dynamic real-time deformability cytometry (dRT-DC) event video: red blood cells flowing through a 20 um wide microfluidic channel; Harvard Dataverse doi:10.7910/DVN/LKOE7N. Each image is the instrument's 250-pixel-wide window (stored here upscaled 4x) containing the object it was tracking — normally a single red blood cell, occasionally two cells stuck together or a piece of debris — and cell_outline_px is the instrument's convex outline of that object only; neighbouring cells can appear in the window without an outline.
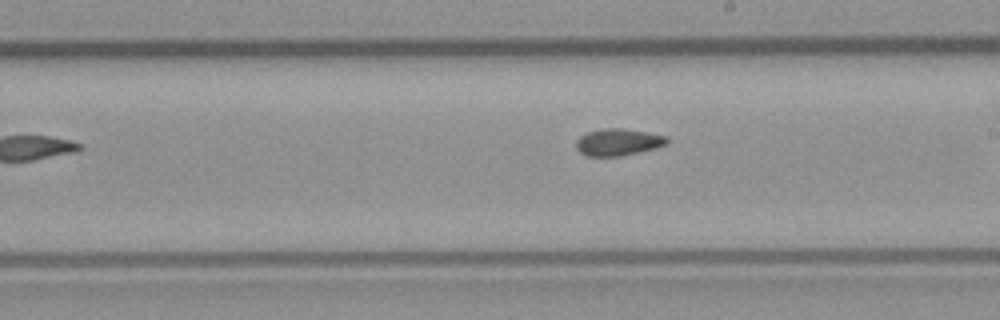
{"species": "common noctule bat (a hibernating species)", "species_latin": "Nyctalus noctula", "temperature_condition": "room temperature", "stored_images_in_passage": 38, "camera_frame_rate_fps": 3000, "um_per_image_px": 0.085, "animal": {"sex": "male", "body_mass_g": 23.1, "forearm_length_mm": 52.7}, "frame": {"image": 1, "passage_image": 27, "time_ms": 8.667, "image_size_px": [1000, 320], "cell_outline_px": [[668, 140], [664, 144], [652, 148], [620, 156], [584, 156], [576, 148], [576, 140], [580, 136], [588, 132], [604, 128], [624, 128], [664, 136]], "centroid_in_image_um": [52.44, 12.08], "position_along_channel_um": 236.6, "area_um2": 13.87}}